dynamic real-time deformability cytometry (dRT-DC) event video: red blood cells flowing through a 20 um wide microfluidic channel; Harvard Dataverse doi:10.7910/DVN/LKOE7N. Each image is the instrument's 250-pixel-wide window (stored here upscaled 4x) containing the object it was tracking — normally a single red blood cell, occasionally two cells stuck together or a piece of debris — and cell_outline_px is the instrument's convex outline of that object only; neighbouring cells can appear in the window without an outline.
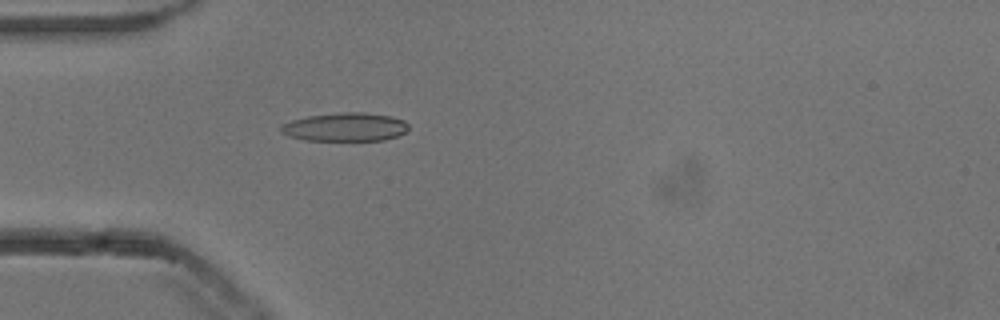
{"species": "common noctule bat (a hibernating species)", "species_latin": "Nyctalus noctula", "temperature_condition": "cold", "stored_images_in_passage": 53, "camera_frame_rate_fps": 3000, "um_per_image_px": 0.085, "animal": {"sex": "male", "body_mass_g": 13.3}, "frame": {"image": 1, "passage_image": 16, "time_ms": 5.0, "image_size_px": [1000, 320], "cell_outline_px": [[408, 128], [404, 132], [396, 136], [384, 140], [304, 140], [288, 136], [280, 132], [280, 124], [292, 120], [308, 116], [344, 112], [364, 112], [392, 116], [404, 120], [408, 124]], "centroid_in_image_um": [29.32, 10.79], "position_along_channel_um": 55.7, "area_um2": 21.21}}
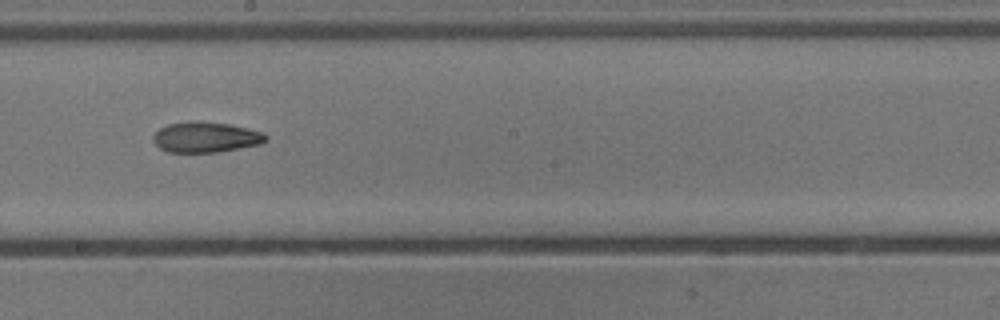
{"frame": {"image": 2, "passage_image": 30, "time_ms": 9.667, "image_size_px": [1000, 320], "cell_outline_px": [[268, 140], [260, 144], [220, 152], [168, 152], [160, 148], [152, 140], [152, 136], [160, 128], [168, 124], [200, 120], [228, 124], [248, 128], [264, 132], [268, 136]], "centroid_in_image_um": [17.51, 11.66], "position_along_channel_um": 230.7, "area_um2": 20.17}}
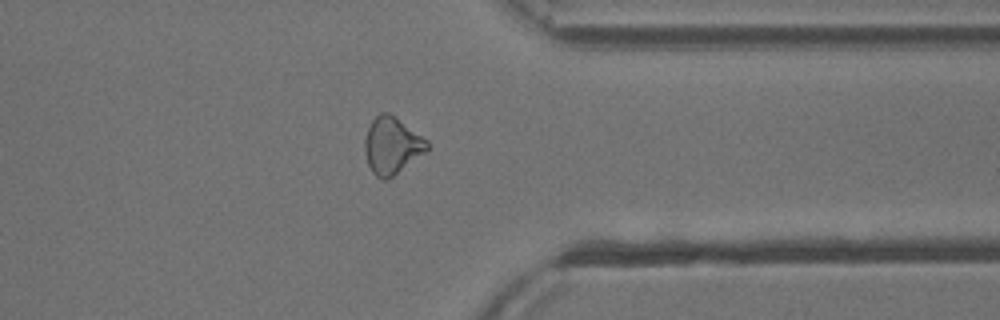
{"frame": {"image": 3, "passage_image": 42, "time_ms": 13.667, "image_size_px": [1000, 320], "cell_outline_px": [[428, 148], [424, 152], [388, 180], [384, 180], [376, 176], [372, 172], [368, 164], [364, 152], [364, 140], [368, 128], [372, 120], [380, 112], [388, 112], [396, 116], [428, 140]], "centroid_in_image_um": [33.29, 12.35], "position_along_channel_um": 378.1, "area_um2": 20.63}, "authors_computed_cell_mechanics": {"area_um2": 20.4612, "velocity_mm_per_s": 3.8512, "shape_relaxation_time_tau1_ms": 5.7251, "shape_relaxation_time_tau2_ms": 10.4495, "deformation_change_tau1": 0.1713, "deformation_change_tau2": 0.2044}}